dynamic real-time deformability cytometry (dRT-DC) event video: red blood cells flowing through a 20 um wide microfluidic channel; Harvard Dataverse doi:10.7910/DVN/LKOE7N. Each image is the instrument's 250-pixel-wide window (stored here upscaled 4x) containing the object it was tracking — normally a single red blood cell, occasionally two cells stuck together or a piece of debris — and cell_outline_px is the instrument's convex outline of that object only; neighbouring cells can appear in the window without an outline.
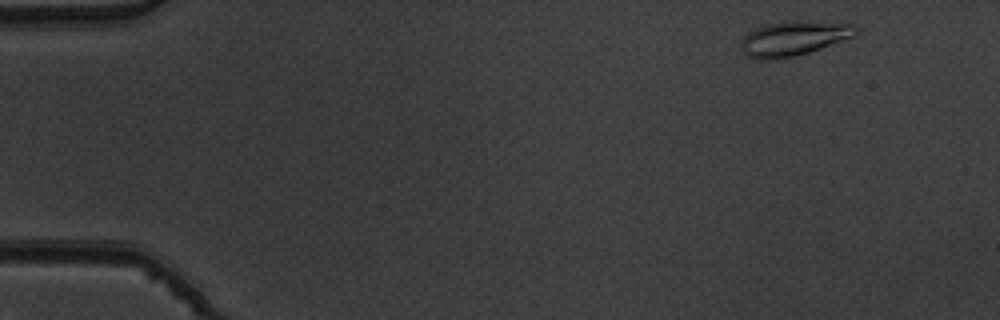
{"species": "common noctule bat (a hibernating species)", "species_latin": "Nyctalus noctula", "temperature_condition": "warm", "stored_images_in_passage": 51, "camera_frame_rate_fps": 3000, "um_per_image_px": 0.085, "animal": {"sex": "male", "body_mass_g": 19.5, "forearm_length_mm": 54.6}, "frame": {"image": 1, "passage_image": 3, "time_ms": 0.667, "image_size_px": [1000, 320], "cell_outline_px": [[860, 32], [852, 36], [808, 52], [796, 56], [776, 60], [760, 60], [748, 56], [740, 48], [740, 40], [748, 32], [756, 28], [768, 24], [792, 20], [800, 20], [856, 24], [860, 28]], "centroid_in_image_um": [67.45, 3.25], "position_along_channel_um": 17.6, "area_um2": 23.29}}
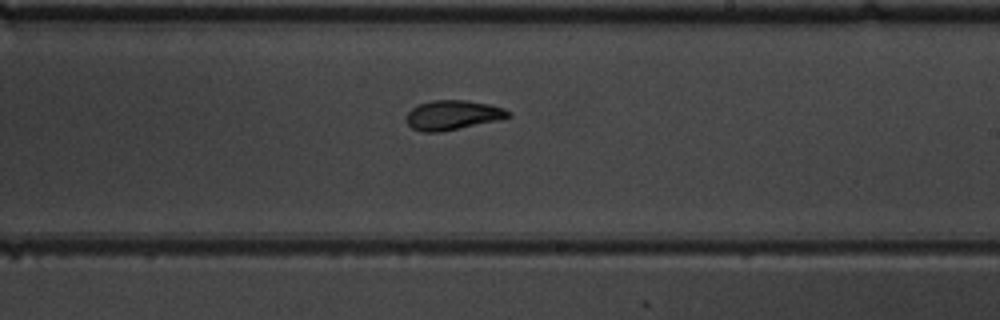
{"frame": {"image": 2, "passage_image": 30, "time_ms": 9.667, "image_size_px": [1000, 320], "cell_outline_px": [[512, 116], [500, 120], [440, 132], [420, 132], [412, 128], [404, 120], [404, 116], [412, 108], [420, 104], [432, 100], [464, 100], [488, 104], [504, 108]], "centroid_in_image_um": [38.44, 9.79], "position_along_channel_um": 250.6, "area_um2": 17.63}}
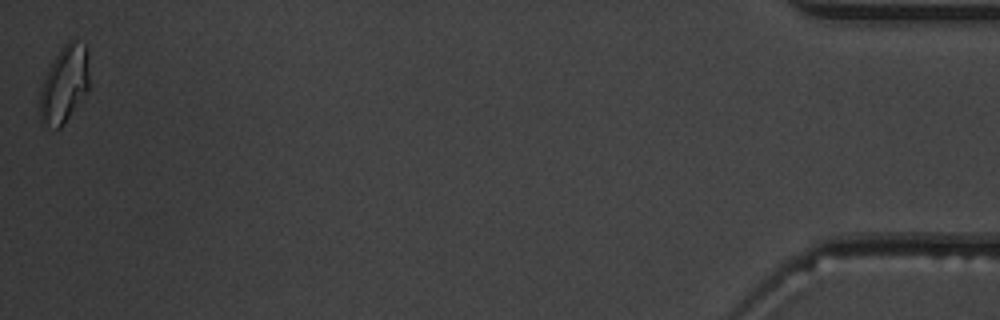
{"frame": {"image": 3, "passage_image": 51, "time_ms": 16.667, "image_size_px": [1000, 320], "cell_outline_px": [[88, 88], [60, 128], [56, 128], [44, 120], [40, 116], [40, 88], [48, 68], [52, 60], [60, 48], [68, 40], [76, 40], [88, 44]], "centroid_in_image_um": [5.48, 7.03], "position_along_channel_um": 429.7, "area_um2": 21.73}, "authors_computed_cell_mechanics": {"area_um2": 18.207, "velocity_mm_per_s": 3.8362, "shape_relaxation_time_tau1_ms": 5.2793, "shape_relaxation_time_tau2_ms": 2.0671, "deformation_change_tau1": 0.184, "deformation_change_tau2": 0.0575}}